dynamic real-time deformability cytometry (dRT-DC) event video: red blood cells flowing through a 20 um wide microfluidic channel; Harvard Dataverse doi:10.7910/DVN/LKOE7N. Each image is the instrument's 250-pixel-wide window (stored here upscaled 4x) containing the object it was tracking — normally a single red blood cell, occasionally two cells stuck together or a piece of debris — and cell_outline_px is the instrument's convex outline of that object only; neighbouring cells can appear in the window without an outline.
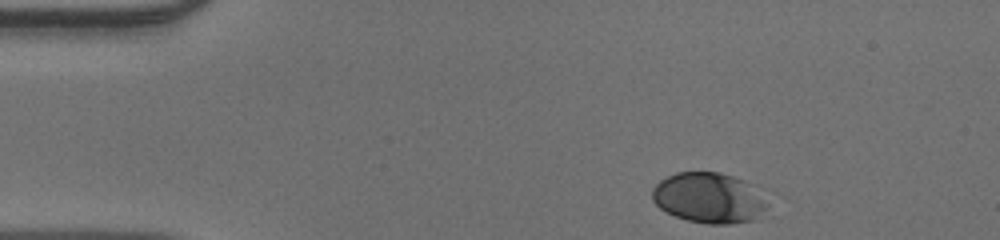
{"species": "human", "species_latin": "Homo sapiens", "temperature_condition": "warm", "stored_images_in_passage": 36, "camera_frame_rate_fps": 3000, "um_per_image_px": 0.085, "donor": {"sex": "male"}, "frame": {"image": 1, "passage_image": 1, "time_ms": 0.0, "image_size_px": [1000, 240], "cell_outline_px": [[768, 208], [756, 220], [732, 224], [708, 224], [688, 220], [676, 216], [660, 208], [652, 200], [652, 188], [660, 180], [676, 172], [720, 172], [756, 184], [768, 204]], "centroid_in_image_um": [60.32, 16.82], "position_along_channel_um": 24.7, "area_um2": 34.39}}
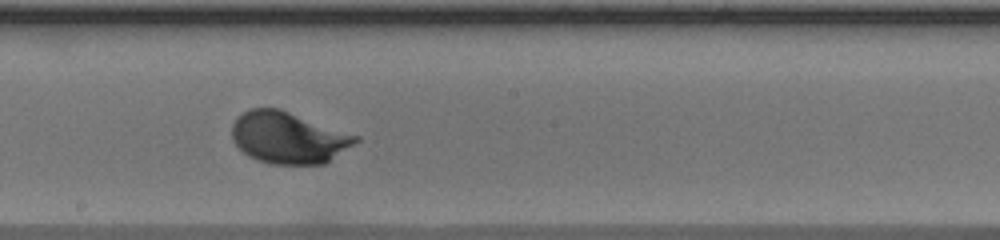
{"frame": {"image": 2, "passage_image": 21, "time_ms": 6.667, "image_size_px": [1000, 240], "cell_outline_px": [[360, 140], [324, 164], [268, 164], [256, 160], [248, 156], [232, 140], [232, 124], [236, 116], [248, 108], [280, 108], [360, 136]], "centroid_in_image_um": [24.49, 11.69], "position_along_channel_um": 223.7, "area_um2": 37.51}}
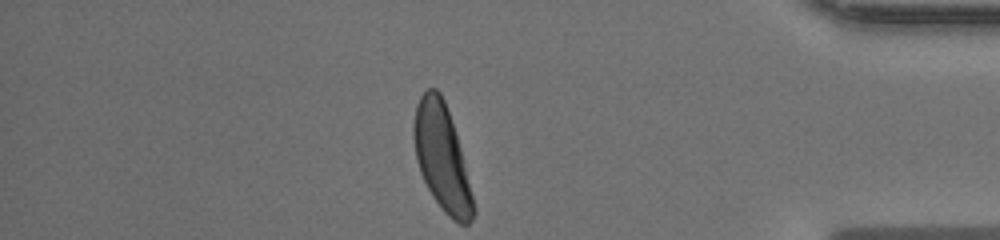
{"frame": {"image": 3, "passage_image": 36, "time_ms": 11.667, "image_size_px": [1000, 240], "cell_outline_px": [[476, 212], [472, 220], [468, 224], [460, 224], [452, 220], [444, 212], [432, 196], [420, 172], [416, 160], [412, 136], [412, 124], [416, 104], [420, 96], [428, 88], [436, 88], [440, 92], [444, 100], [460, 148], [476, 208]], "centroid_in_image_um": [37.54, 13.41], "position_along_channel_um": 397.7, "area_um2": 36.76}}